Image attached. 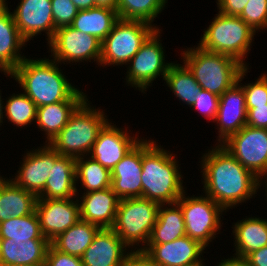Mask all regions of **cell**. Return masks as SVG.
<instances>
[{
  "label": "cell",
  "mask_w": 267,
  "mask_h": 266,
  "mask_svg": "<svg viewBox=\"0 0 267 266\" xmlns=\"http://www.w3.org/2000/svg\"><path fill=\"white\" fill-rule=\"evenodd\" d=\"M182 64L173 62L164 81L170 92L172 91L176 99L179 100V103L181 102L191 108L202 88L187 66L184 63Z\"/></svg>",
  "instance_id": "32"
},
{
  "label": "cell",
  "mask_w": 267,
  "mask_h": 266,
  "mask_svg": "<svg viewBox=\"0 0 267 266\" xmlns=\"http://www.w3.org/2000/svg\"><path fill=\"white\" fill-rule=\"evenodd\" d=\"M158 210L159 204L149 199L142 197L120 199L111 229L132 251H142L157 222Z\"/></svg>",
  "instance_id": "7"
},
{
  "label": "cell",
  "mask_w": 267,
  "mask_h": 266,
  "mask_svg": "<svg viewBox=\"0 0 267 266\" xmlns=\"http://www.w3.org/2000/svg\"><path fill=\"white\" fill-rule=\"evenodd\" d=\"M207 150L198 162L205 195L226 212L257 196L258 178L250 170L242 166L220 144Z\"/></svg>",
  "instance_id": "1"
},
{
  "label": "cell",
  "mask_w": 267,
  "mask_h": 266,
  "mask_svg": "<svg viewBox=\"0 0 267 266\" xmlns=\"http://www.w3.org/2000/svg\"><path fill=\"white\" fill-rule=\"evenodd\" d=\"M78 10H87L96 7L95 0H71Z\"/></svg>",
  "instance_id": "46"
},
{
  "label": "cell",
  "mask_w": 267,
  "mask_h": 266,
  "mask_svg": "<svg viewBox=\"0 0 267 266\" xmlns=\"http://www.w3.org/2000/svg\"><path fill=\"white\" fill-rule=\"evenodd\" d=\"M249 0H217V11L224 15L239 16Z\"/></svg>",
  "instance_id": "42"
},
{
  "label": "cell",
  "mask_w": 267,
  "mask_h": 266,
  "mask_svg": "<svg viewBox=\"0 0 267 266\" xmlns=\"http://www.w3.org/2000/svg\"><path fill=\"white\" fill-rule=\"evenodd\" d=\"M19 92L4 98V120L22 129L36 123L37 107L26 94Z\"/></svg>",
  "instance_id": "34"
},
{
  "label": "cell",
  "mask_w": 267,
  "mask_h": 266,
  "mask_svg": "<svg viewBox=\"0 0 267 266\" xmlns=\"http://www.w3.org/2000/svg\"><path fill=\"white\" fill-rule=\"evenodd\" d=\"M167 3L168 0H118L117 13L119 19L143 21L160 29L153 23L166 9Z\"/></svg>",
  "instance_id": "33"
},
{
  "label": "cell",
  "mask_w": 267,
  "mask_h": 266,
  "mask_svg": "<svg viewBox=\"0 0 267 266\" xmlns=\"http://www.w3.org/2000/svg\"><path fill=\"white\" fill-rule=\"evenodd\" d=\"M181 59L203 90L221 96L234 83L245 68L237 59L204 50L199 45L187 47L181 53Z\"/></svg>",
  "instance_id": "5"
},
{
  "label": "cell",
  "mask_w": 267,
  "mask_h": 266,
  "mask_svg": "<svg viewBox=\"0 0 267 266\" xmlns=\"http://www.w3.org/2000/svg\"><path fill=\"white\" fill-rule=\"evenodd\" d=\"M118 20L117 11L94 7L87 10H78L77 16L70 26L103 41Z\"/></svg>",
  "instance_id": "30"
},
{
  "label": "cell",
  "mask_w": 267,
  "mask_h": 266,
  "mask_svg": "<svg viewBox=\"0 0 267 266\" xmlns=\"http://www.w3.org/2000/svg\"><path fill=\"white\" fill-rule=\"evenodd\" d=\"M261 186H263V187H261ZM261 188L265 189V193H266L265 195H266V201H267V174L258 178V191H260Z\"/></svg>",
  "instance_id": "48"
},
{
  "label": "cell",
  "mask_w": 267,
  "mask_h": 266,
  "mask_svg": "<svg viewBox=\"0 0 267 266\" xmlns=\"http://www.w3.org/2000/svg\"><path fill=\"white\" fill-rule=\"evenodd\" d=\"M45 264L46 266H84L80 257L62 253L51 244L46 253Z\"/></svg>",
  "instance_id": "40"
},
{
  "label": "cell",
  "mask_w": 267,
  "mask_h": 266,
  "mask_svg": "<svg viewBox=\"0 0 267 266\" xmlns=\"http://www.w3.org/2000/svg\"><path fill=\"white\" fill-rule=\"evenodd\" d=\"M186 235L184 216L177 204L159 205L157 222L147 244H164Z\"/></svg>",
  "instance_id": "27"
},
{
  "label": "cell",
  "mask_w": 267,
  "mask_h": 266,
  "mask_svg": "<svg viewBox=\"0 0 267 266\" xmlns=\"http://www.w3.org/2000/svg\"><path fill=\"white\" fill-rule=\"evenodd\" d=\"M0 237L2 239H46L41 232L36 212L0 222Z\"/></svg>",
  "instance_id": "35"
},
{
  "label": "cell",
  "mask_w": 267,
  "mask_h": 266,
  "mask_svg": "<svg viewBox=\"0 0 267 266\" xmlns=\"http://www.w3.org/2000/svg\"><path fill=\"white\" fill-rule=\"evenodd\" d=\"M217 143H223L229 136L246 126L247 108L245 93L237 81L219 98L217 116Z\"/></svg>",
  "instance_id": "18"
},
{
  "label": "cell",
  "mask_w": 267,
  "mask_h": 266,
  "mask_svg": "<svg viewBox=\"0 0 267 266\" xmlns=\"http://www.w3.org/2000/svg\"><path fill=\"white\" fill-rule=\"evenodd\" d=\"M176 155L155 140L142 138V198L174 204L187 191Z\"/></svg>",
  "instance_id": "3"
},
{
  "label": "cell",
  "mask_w": 267,
  "mask_h": 266,
  "mask_svg": "<svg viewBox=\"0 0 267 266\" xmlns=\"http://www.w3.org/2000/svg\"><path fill=\"white\" fill-rule=\"evenodd\" d=\"M142 138L111 170V188L120 198L142 197Z\"/></svg>",
  "instance_id": "20"
},
{
  "label": "cell",
  "mask_w": 267,
  "mask_h": 266,
  "mask_svg": "<svg viewBox=\"0 0 267 266\" xmlns=\"http://www.w3.org/2000/svg\"><path fill=\"white\" fill-rule=\"evenodd\" d=\"M100 229L99 226L80 219L50 244L62 253L81 257Z\"/></svg>",
  "instance_id": "29"
},
{
  "label": "cell",
  "mask_w": 267,
  "mask_h": 266,
  "mask_svg": "<svg viewBox=\"0 0 267 266\" xmlns=\"http://www.w3.org/2000/svg\"><path fill=\"white\" fill-rule=\"evenodd\" d=\"M257 178L267 174V130L244 126L220 144Z\"/></svg>",
  "instance_id": "12"
},
{
  "label": "cell",
  "mask_w": 267,
  "mask_h": 266,
  "mask_svg": "<svg viewBox=\"0 0 267 266\" xmlns=\"http://www.w3.org/2000/svg\"><path fill=\"white\" fill-rule=\"evenodd\" d=\"M8 179H9L8 177L5 178L4 175L1 176L0 174V189L6 183Z\"/></svg>",
  "instance_id": "50"
},
{
  "label": "cell",
  "mask_w": 267,
  "mask_h": 266,
  "mask_svg": "<svg viewBox=\"0 0 267 266\" xmlns=\"http://www.w3.org/2000/svg\"><path fill=\"white\" fill-rule=\"evenodd\" d=\"M244 259L250 266H267V245L251 252Z\"/></svg>",
  "instance_id": "44"
},
{
  "label": "cell",
  "mask_w": 267,
  "mask_h": 266,
  "mask_svg": "<svg viewBox=\"0 0 267 266\" xmlns=\"http://www.w3.org/2000/svg\"><path fill=\"white\" fill-rule=\"evenodd\" d=\"M131 252L111 228H103L80 258L84 266H126Z\"/></svg>",
  "instance_id": "19"
},
{
  "label": "cell",
  "mask_w": 267,
  "mask_h": 266,
  "mask_svg": "<svg viewBox=\"0 0 267 266\" xmlns=\"http://www.w3.org/2000/svg\"><path fill=\"white\" fill-rule=\"evenodd\" d=\"M75 174L77 193L81 189H84L81 193L84 194L111 187V171L89 155L76 158Z\"/></svg>",
  "instance_id": "31"
},
{
  "label": "cell",
  "mask_w": 267,
  "mask_h": 266,
  "mask_svg": "<svg viewBox=\"0 0 267 266\" xmlns=\"http://www.w3.org/2000/svg\"><path fill=\"white\" fill-rule=\"evenodd\" d=\"M118 0H95L96 7L107 8L117 11Z\"/></svg>",
  "instance_id": "47"
},
{
  "label": "cell",
  "mask_w": 267,
  "mask_h": 266,
  "mask_svg": "<svg viewBox=\"0 0 267 266\" xmlns=\"http://www.w3.org/2000/svg\"><path fill=\"white\" fill-rule=\"evenodd\" d=\"M1 92L2 91L0 90V127L4 123V98L2 99L3 96Z\"/></svg>",
  "instance_id": "49"
},
{
  "label": "cell",
  "mask_w": 267,
  "mask_h": 266,
  "mask_svg": "<svg viewBox=\"0 0 267 266\" xmlns=\"http://www.w3.org/2000/svg\"><path fill=\"white\" fill-rule=\"evenodd\" d=\"M75 162L76 159L71 156H61L55 164H51L49 178L38 199L77 197Z\"/></svg>",
  "instance_id": "24"
},
{
  "label": "cell",
  "mask_w": 267,
  "mask_h": 266,
  "mask_svg": "<svg viewBox=\"0 0 267 266\" xmlns=\"http://www.w3.org/2000/svg\"><path fill=\"white\" fill-rule=\"evenodd\" d=\"M22 162L15 176L10 178L17 186L33 193L37 197L43 192L51 171V164L61 157L49 144L24 152Z\"/></svg>",
  "instance_id": "13"
},
{
  "label": "cell",
  "mask_w": 267,
  "mask_h": 266,
  "mask_svg": "<svg viewBox=\"0 0 267 266\" xmlns=\"http://www.w3.org/2000/svg\"><path fill=\"white\" fill-rule=\"evenodd\" d=\"M11 13L18 31L27 42L43 32L47 34V44L54 37L56 30L51 0H20Z\"/></svg>",
  "instance_id": "16"
},
{
  "label": "cell",
  "mask_w": 267,
  "mask_h": 266,
  "mask_svg": "<svg viewBox=\"0 0 267 266\" xmlns=\"http://www.w3.org/2000/svg\"><path fill=\"white\" fill-rule=\"evenodd\" d=\"M186 195L185 191L176 202L183 212L186 235L208 248L210 242H214L213 240L218 237L216 235L221 234V218L222 215H226V211L205 194Z\"/></svg>",
  "instance_id": "9"
},
{
  "label": "cell",
  "mask_w": 267,
  "mask_h": 266,
  "mask_svg": "<svg viewBox=\"0 0 267 266\" xmlns=\"http://www.w3.org/2000/svg\"><path fill=\"white\" fill-rule=\"evenodd\" d=\"M205 249L199 241L185 235L169 243L146 244L142 252L159 266H206Z\"/></svg>",
  "instance_id": "17"
},
{
  "label": "cell",
  "mask_w": 267,
  "mask_h": 266,
  "mask_svg": "<svg viewBox=\"0 0 267 266\" xmlns=\"http://www.w3.org/2000/svg\"><path fill=\"white\" fill-rule=\"evenodd\" d=\"M38 197L17 186L9 177L0 189V222L35 212Z\"/></svg>",
  "instance_id": "28"
},
{
  "label": "cell",
  "mask_w": 267,
  "mask_h": 266,
  "mask_svg": "<svg viewBox=\"0 0 267 266\" xmlns=\"http://www.w3.org/2000/svg\"><path fill=\"white\" fill-rule=\"evenodd\" d=\"M161 32V29H156L125 66L127 69L126 78H123L126 80L125 84L135 87L144 94L158 77L161 76L162 80H165L168 69L173 63L165 60V49L160 40Z\"/></svg>",
  "instance_id": "10"
},
{
  "label": "cell",
  "mask_w": 267,
  "mask_h": 266,
  "mask_svg": "<svg viewBox=\"0 0 267 266\" xmlns=\"http://www.w3.org/2000/svg\"><path fill=\"white\" fill-rule=\"evenodd\" d=\"M51 4L55 30L70 26L78 13V9L73 2L71 0H51Z\"/></svg>",
  "instance_id": "38"
},
{
  "label": "cell",
  "mask_w": 267,
  "mask_h": 266,
  "mask_svg": "<svg viewBox=\"0 0 267 266\" xmlns=\"http://www.w3.org/2000/svg\"><path fill=\"white\" fill-rule=\"evenodd\" d=\"M90 104L86 98L72 113L67 125L48 143L61 156L76 159L89 155L100 130L109 121L104 109Z\"/></svg>",
  "instance_id": "4"
},
{
  "label": "cell",
  "mask_w": 267,
  "mask_h": 266,
  "mask_svg": "<svg viewBox=\"0 0 267 266\" xmlns=\"http://www.w3.org/2000/svg\"><path fill=\"white\" fill-rule=\"evenodd\" d=\"M80 206V219L103 228H112L120 198L111 187L98 191L77 193Z\"/></svg>",
  "instance_id": "21"
},
{
  "label": "cell",
  "mask_w": 267,
  "mask_h": 266,
  "mask_svg": "<svg viewBox=\"0 0 267 266\" xmlns=\"http://www.w3.org/2000/svg\"><path fill=\"white\" fill-rule=\"evenodd\" d=\"M59 65L51 57H26L11 74L36 107L66 100H85L88 94L72 84Z\"/></svg>",
  "instance_id": "2"
},
{
  "label": "cell",
  "mask_w": 267,
  "mask_h": 266,
  "mask_svg": "<svg viewBox=\"0 0 267 266\" xmlns=\"http://www.w3.org/2000/svg\"><path fill=\"white\" fill-rule=\"evenodd\" d=\"M203 32L197 45L210 52L229 55L249 67L245 59L248 58L257 32L239 16L218 12Z\"/></svg>",
  "instance_id": "6"
},
{
  "label": "cell",
  "mask_w": 267,
  "mask_h": 266,
  "mask_svg": "<svg viewBox=\"0 0 267 266\" xmlns=\"http://www.w3.org/2000/svg\"><path fill=\"white\" fill-rule=\"evenodd\" d=\"M250 67H245L238 76L237 81L242 85L246 108H255L261 105H267V72L261 73V75L255 79V82L247 83L246 85L241 83L244 80Z\"/></svg>",
  "instance_id": "36"
},
{
  "label": "cell",
  "mask_w": 267,
  "mask_h": 266,
  "mask_svg": "<svg viewBox=\"0 0 267 266\" xmlns=\"http://www.w3.org/2000/svg\"><path fill=\"white\" fill-rule=\"evenodd\" d=\"M49 245L47 239H2L0 265L44 264Z\"/></svg>",
  "instance_id": "23"
},
{
  "label": "cell",
  "mask_w": 267,
  "mask_h": 266,
  "mask_svg": "<svg viewBox=\"0 0 267 266\" xmlns=\"http://www.w3.org/2000/svg\"><path fill=\"white\" fill-rule=\"evenodd\" d=\"M1 240L2 238L0 237V256H1Z\"/></svg>",
  "instance_id": "53"
},
{
  "label": "cell",
  "mask_w": 267,
  "mask_h": 266,
  "mask_svg": "<svg viewBox=\"0 0 267 266\" xmlns=\"http://www.w3.org/2000/svg\"><path fill=\"white\" fill-rule=\"evenodd\" d=\"M9 8L7 2V6L0 10V72L11 79V73L27 57L21 52L27 41L18 31Z\"/></svg>",
  "instance_id": "22"
},
{
  "label": "cell",
  "mask_w": 267,
  "mask_h": 266,
  "mask_svg": "<svg viewBox=\"0 0 267 266\" xmlns=\"http://www.w3.org/2000/svg\"><path fill=\"white\" fill-rule=\"evenodd\" d=\"M0 266H20V265H0ZM21 266H23V265H21ZM30 266H46V264L44 263V264L30 265Z\"/></svg>",
  "instance_id": "52"
},
{
  "label": "cell",
  "mask_w": 267,
  "mask_h": 266,
  "mask_svg": "<svg viewBox=\"0 0 267 266\" xmlns=\"http://www.w3.org/2000/svg\"><path fill=\"white\" fill-rule=\"evenodd\" d=\"M7 0H0V10H2L3 8H5L7 6Z\"/></svg>",
  "instance_id": "51"
},
{
  "label": "cell",
  "mask_w": 267,
  "mask_h": 266,
  "mask_svg": "<svg viewBox=\"0 0 267 266\" xmlns=\"http://www.w3.org/2000/svg\"><path fill=\"white\" fill-rule=\"evenodd\" d=\"M47 45L48 52L51 53L49 56L61 65H65V62L68 65H77L91 60L98 67L100 65L102 41L71 26L56 29L54 37Z\"/></svg>",
  "instance_id": "11"
},
{
  "label": "cell",
  "mask_w": 267,
  "mask_h": 266,
  "mask_svg": "<svg viewBox=\"0 0 267 266\" xmlns=\"http://www.w3.org/2000/svg\"><path fill=\"white\" fill-rule=\"evenodd\" d=\"M224 257L220 262H217L215 266H250L249 263L244 258H238L234 256Z\"/></svg>",
  "instance_id": "45"
},
{
  "label": "cell",
  "mask_w": 267,
  "mask_h": 266,
  "mask_svg": "<svg viewBox=\"0 0 267 266\" xmlns=\"http://www.w3.org/2000/svg\"><path fill=\"white\" fill-rule=\"evenodd\" d=\"M84 100H66L37 107L36 125L48 144L68 123L70 116Z\"/></svg>",
  "instance_id": "26"
},
{
  "label": "cell",
  "mask_w": 267,
  "mask_h": 266,
  "mask_svg": "<svg viewBox=\"0 0 267 266\" xmlns=\"http://www.w3.org/2000/svg\"><path fill=\"white\" fill-rule=\"evenodd\" d=\"M126 266H159L153 262L142 251H132L129 255Z\"/></svg>",
  "instance_id": "43"
},
{
  "label": "cell",
  "mask_w": 267,
  "mask_h": 266,
  "mask_svg": "<svg viewBox=\"0 0 267 266\" xmlns=\"http://www.w3.org/2000/svg\"><path fill=\"white\" fill-rule=\"evenodd\" d=\"M246 125L253 128H267V105L247 108Z\"/></svg>",
  "instance_id": "41"
},
{
  "label": "cell",
  "mask_w": 267,
  "mask_h": 266,
  "mask_svg": "<svg viewBox=\"0 0 267 266\" xmlns=\"http://www.w3.org/2000/svg\"><path fill=\"white\" fill-rule=\"evenodd\" d=\"M239 17L257 33L267 31V0H249Z\"/></svg>",
  "instance_id": "37"
},
{
  "label": "cell",
  "mask_w": 267,
  "mask_h": 266,
  "mask_svg": "<svg viewBox=\"0 0 267 266\" xmlns=\"http://www.w3.org/2000/svg\"><path fill=\"white\" fill-rule=\"evenodd\" d=\"M219 98L220 96L202 89L196 96V100L192 105L191 110L194 108V110L202 114L206 120H211L214 123L217 116Z\"/></svg>",
  "instance_id": "39"
},
{
  "label": "cell",
  "mask_w": 267,
  "mask_h": 266,
  "mask_svg": "<svg viewBox=\"0 0 267 266\" xmlns=\"http://www.w3.org/2000/svg\"><path fill=\"white\" fill-rule=\"evenodd\" d=\"M127 129L119 128L109 120L100 130L89 156L111 171L141 140L137 132L135 135Z\"/></svg>",
  "instance_id": "14"
},
{
  "label": "cell",
  "mask_w": 267,
  "mask_h": 266,
  "mask_svg": "<svg viewBox=\"0 0 267 266\" xmlns=\"http://www.w3.org/2000/svg\"><path fill=\"white\" fill-rule=\"evenodd\" d=\"M155 30L143 21L119 19L102 41L100 68L126 66Z\"/></svg>",
  "instance_id": "8"
},
{
  "label": "cell",
  "mask_w": 267,
  "mask_h": 266,
  "mask_svg": "<svg viewBox=\"0 0 267 266\" xmlns=\"http://www.w3.org/2000/svg\"><path fill=\"white\" fill-rule=\"evenodd\" d=\"M240 219L231 227L234 237V257L245 258L251 252L267 245V219L247 217Z\"/></svg>",
  "instance_id": "25"
},
{
  "label": "cell",
  "mask_w": 267,
  "mask_h": 266,
  "mask_svg": "<svg viewBox=\"0 0 267 266\" xmlns=\"http://www.w3.org/2000/svg\"><path fill=\"white\" fill-rule=\"evenodd\" d=\"M35 212L41 232L49 242L80 220V206L77 197L37 199Z\"/></svg>",
  "instance_id": "15"
}]
</instances>
